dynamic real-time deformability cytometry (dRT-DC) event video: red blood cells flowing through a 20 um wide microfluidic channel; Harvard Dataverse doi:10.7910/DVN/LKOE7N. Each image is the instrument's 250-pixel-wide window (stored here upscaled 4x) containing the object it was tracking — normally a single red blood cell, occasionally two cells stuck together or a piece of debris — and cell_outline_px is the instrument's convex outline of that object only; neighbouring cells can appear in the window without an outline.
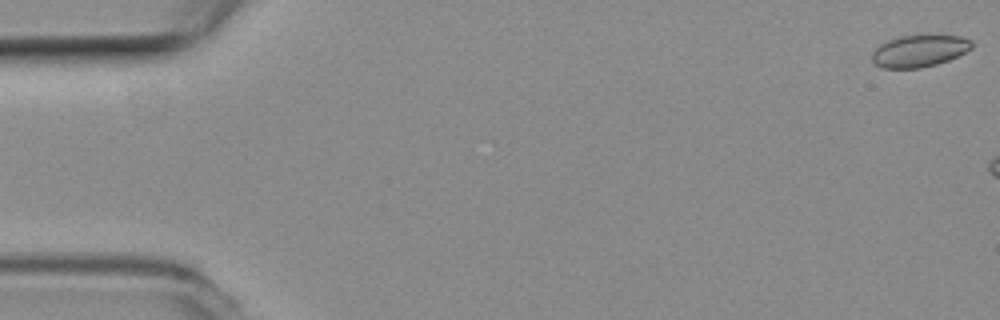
{"species": "common noctule bat (a hibernating species)", "species_latin": "Nyctalus noctula", "temperature_condition": "room temperature", "stored_images_in_passage": 4, "camera_frame_rate_fps": 3000, "um_per_image_px": 0.085, "animal": {"sex": "female", "body_mass_g": 19.3, "forearm_length_mm": 54.1}, "frame": {"image": 1, "passage_image": 1, "time_ms": 0.0, "image_size_px": [1000, 320], "cell_outline_px": [[972, 48], [948, 60], [936, 64], [920, 68], [884, 68], [876, 64], [872, 60], [872, 52], [880, 44], [888, 40], [900, 36], [928, 32], [964, 36], [972, 40]], "centroid_in_image_um": [78.18, 4.26], "position_along_channel_um": 6.8, "area_um2": 19.25}}